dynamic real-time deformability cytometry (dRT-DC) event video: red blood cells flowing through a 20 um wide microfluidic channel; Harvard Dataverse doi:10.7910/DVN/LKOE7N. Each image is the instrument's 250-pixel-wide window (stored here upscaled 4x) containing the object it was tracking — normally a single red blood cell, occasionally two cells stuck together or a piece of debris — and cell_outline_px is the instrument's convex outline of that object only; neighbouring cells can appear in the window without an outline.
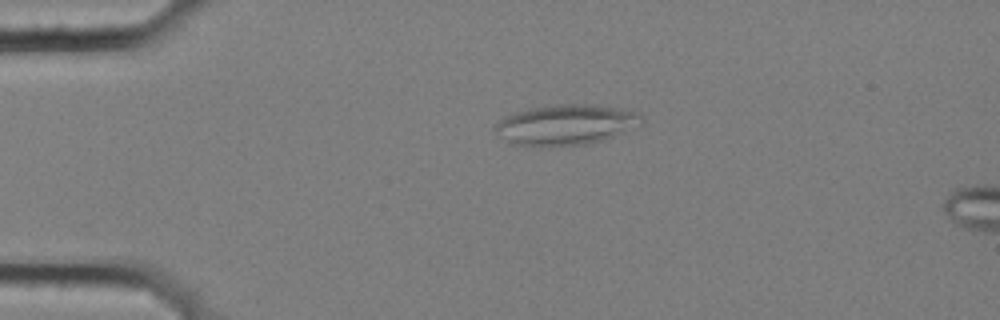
{"species": "common noctule bat (a hibernating species)", "species_latin": "Nyctalus noctula", "temperature_condition": "cold", "stored_images_in_passage": 5, "camera_frame_rate_fps": 3000, "um_per_image_px": 0.085, "animal": {"sex": "female", "body_mass_g": 25.1}, "frame": {"image": 1, "passage_image": 4, "time_ms": 1.0, "image_size_px": [1000, 320], "cell_outline_px": [[644, 124], [604, 140], [584, 144], [540, 148], [532, 148], [512, 144], [496, 136], [492, 128], [504, 116], [516, 112], [532, 108], [556, 104], [596, 104], [640, 112], [644, 120]], "centroid_in_image_um": [48.07, 10.63], "position_along_channel_um": 36.9, "area_um2": 35.43}}